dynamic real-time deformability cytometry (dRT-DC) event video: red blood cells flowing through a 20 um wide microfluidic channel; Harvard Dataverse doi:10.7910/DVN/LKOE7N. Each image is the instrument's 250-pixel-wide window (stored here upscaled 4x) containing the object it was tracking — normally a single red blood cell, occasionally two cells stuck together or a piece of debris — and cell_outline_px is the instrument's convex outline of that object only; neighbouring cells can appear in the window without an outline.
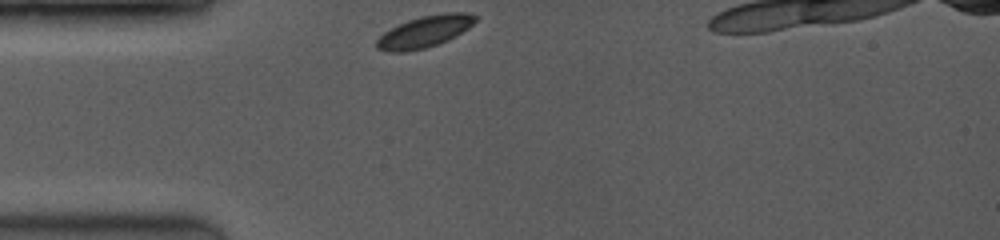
{"species": "common noctule bat (a hibernating species)", "species_latin": "Nyctalus noctula", "temperature_condition": "room temperature", "stored_images_in_passage": 31, "camera_frame_rate_fps": 3500, "um_per_image_px": 0.085, "animal": {"sex": "female", "body_mass_g": 19.0, "forearm_length_mm": 53.3}, "frame": {"image": 1, "passage_image": 1, "time_ms": 0.0, "image_size_px": [1000, 240], "cell_outline_px": [[476, 20], [468, 28], [448, 40], [424, 48], [408, 52], [388, 52], [376, 48], [376, 40], [384, 32], [408, 20], [420, 16], [444, 12], [468, 12], [476, 16]], "centroid_in_image_um": [36.09, 2.68], "position_along_channel_um": 48.9, "area_um2": 18.09}}
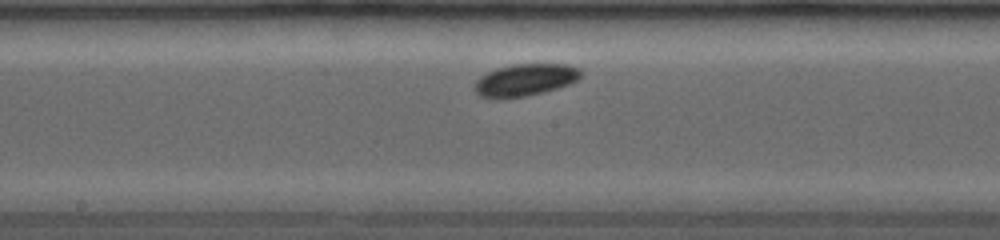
{"frame": {"image": 2, "passage_image": 12, "time_ms": 4.286, "image_size_px": [1000, 240], "cell_outline_px": [[584, 72], [576, 80], [568, 84], [544, 92], [524, 96], [500, 100], [492, 100], [480, 96], [472, 88], [476, 80], [480, 76], [496, 68], [512, 64], [568, 64], [580, 68]], "centroid_in_image_um": [44.58, 6.81], "position_along_channel_um": 203.6, "area_um2": 20.29}}
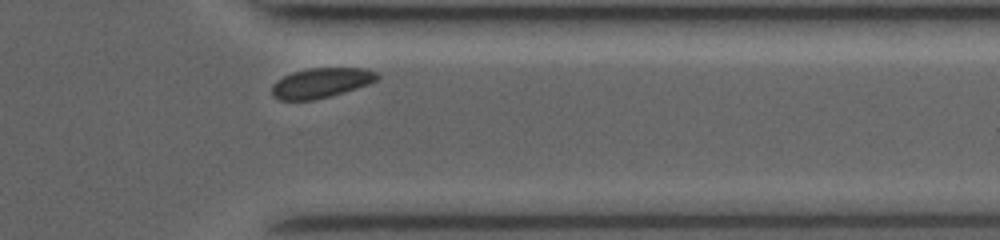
{"frame": {"image": 3, "passage_image": 28, "time_ms": 8.857, "image_size_px": [1000, 240], "cell_outline_px": [[380, 76], [376, 80], [368, 84], [344, 92], [312, 100], [280, 100], [272, 96], [272, 84], [276, 80], [292, 72], [308, 68], [368, 68], [376, 72]], "centroid_in_image_um": [27.27, 7.03], "position_along_channel_um": 384.1, "area_um2": 18.32}}